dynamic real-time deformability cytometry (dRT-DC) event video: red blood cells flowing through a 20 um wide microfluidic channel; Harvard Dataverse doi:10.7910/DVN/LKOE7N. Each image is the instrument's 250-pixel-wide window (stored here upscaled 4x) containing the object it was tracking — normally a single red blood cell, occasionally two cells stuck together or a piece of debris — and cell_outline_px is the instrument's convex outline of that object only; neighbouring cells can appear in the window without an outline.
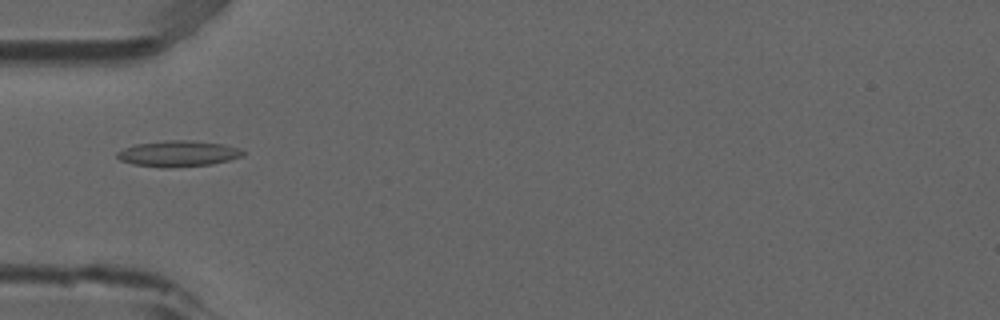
{"species": "common noctule bat (a hibernating species)", "species_latin": "Nyctalus noctula", "temperature_condition": "room temperature", "stored_images_in_passage": 1, "camera_frame_rate_fps": 3000, "um_per_image_px": 0.085, "animal": {"sex": "male", "forearm_length_mm": 52.5}, "frame": {"image": 1, "passage_image": 1, "time_ms": 0.0, "image_size_px": [1000, 320], "cell_outline_px": [[244, 156], [212, 164], [164, 168], [160, 168], [132, 164], [120, 160], [116, 156], [116, 152], [124, 148], [136, 144], [164, 140], [192, 140], [224, 144], [236, 148], [244, 152]], "centroid_in_image_um": [15.1, 13.06], "position_along_channel_um": 69.9, "area_um2": 19.07}}